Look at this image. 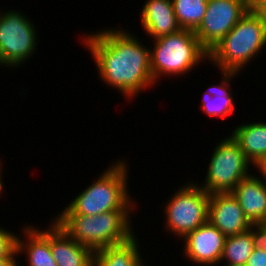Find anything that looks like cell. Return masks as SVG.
I'll return each instance as SVG.
<instances>
[{
	"label": "cell",
	"mask_w": 266,
	"mask_h": 266,
	"mask_svg": "<svg viewBox=\"0 0 266 266\" xmlns=\"http://www.w3.org/2000/svg\"><path fill=\"white\" fill-rule=\"evenodd\" d=\"M115 29L85 34L82 42L96 62L100 80L131 100L155 84L151 75V48L127 29Z\"/></svg>",
	"instance_id": "1"
},
{
	"label": "cell",
	"mask_w": 266,
	"mask_h": 266,
	"mask_svg": "<svg viewBox=\"0 0 266 266\" xmlns=\"http://www.w3.org/2000/svg\"><path fill=\"white\" fill-rule=\"evenodd\" d=\"M124 159L113 162L93 183L75 196L58 215L95 216L109 211H133L129 195L128 168Z\"/></svg>",
	"instance_id": "2"
},
{
	"label": "cell",
	"mask_w": 266,
	"mask_h": 266,
	"mask_svg": "<svg viewBox=\"0 0 266 266\" xmlns=\"http://www.w3.org/2000/svg\"><path fill=\"white\" fill-rule=\"evenodd\" d=\"M266 47V27L251 7L238 23L208 52L218 71L241 72ZM253 59V60H252Z\"/></svg>",
	"instance_id": "3"
},
{
	"label": "cell",
	"mask_w": 266,
	"mask_h": 266,
	"mask_svg": "<svg viewBox=\"0 0 266 266\" xmlns=\"http://www.w3.org/2000/svg\"><path fill=\"white\" fill-rule=\"evenodd\" d=\"M133 211H109L95 216L56 215L54 221L76 242L93 252L115 246L135 236L130 217Z\"/></svg>",
	"instance_id": "4"
},
{
	"label": "cell",
	"mask_w": 266,
	"mask_h": 266,
	"mask_svg": "<svg viewBox=\"0 0 266 266\" xmlns=\"http://www.w3.org/2000/svg\"><path fill=\"white\" fill-rule=\"evenodd\" d=\"M153 40L150 58L151 75L155 84L162 76L186 75L199 63L208 60V52L192 30L180 29L176 33Z\"/></svg>",
	"instance_id": "5"
},
{
	"label": "cell",
	"mask_w": 266,
	"mask_h": 266,
	"mask_svg": "<svg viewBox=\"0 0 266 266\" xmlns=\"http://www.w3.org/2000/svg\"><path fill=\"white\" fill-rule=\"evenodd\" d=\"M187 183L179 186L163 209L165 229L179 240L208 221L210 195L196 181Z\"/></svg>",
	"instance_id": "6"
},
{
	"label": "cell",
	"mask_w": 266,
	"mask_h": 266,
	"mask_svg": "<svg viewBox=\"0 0 266 266\" xmlns=\"http://www.w3.org/2000/svg\"><path fill=\"white\" fill-rule=\"evenodd\" d=\"M213 149L204 182L199 186L209 195L232 192L241 180L251 175L252 163L232 135L222 138Z\"/></svg>",
	"instance_id": "7"
},
{
	"label": "cell",
	"mask_w": 266,
	"mask_h": 266,
	"mask_svg": "<svg viewBox=\"0 0 266 266\" xmlns=\"http://www.w3.org/2000/svg\"><path fill=\"white\" fill-rule=\"evenodd\" d=\"M36 29L23 12L0 13V66L17 69L33 57L38 46Z\"/></svg>",
	"instance_id": "8"
},
{
	"label": "cell",
	"mask_w": 266,
	"mask_h": 266,
	"mask_svg": "<svg viewBox=\"0 0 266 266\" xmlns=\"http://www.w3.org/2000/svg\"><path fill=\"white\" fill-rule=\"evenodd\" d=\"M246 0H208L207 10L194 34L209 52L249 11Z\"/></svg>",
	"instance_id": "9"
},
{
	"label": "cell",
	"mask_w": 266,
	"mask_h": 266,
	"mask_svg": "<svg viewBox=\"0 0 266 266\" xmlns=\"http://www.w3.org/2000/svg\"><path fill=\"white\" fill-rule=\"evenodd\" d=\"M225 239L226 237L207 221L183 239V255L198 266H215L220 264Z\"/></svg>",
	"instance_id": "10"
},
{
	"label": "cell",
	"mask_w": 266,
	"mask_h": 266,
	"mask_svg": "<svg viewBox=\"0 0 266 266\" xmlns=\"http://www.w3.org/2000/svg\"><path fill=\"white\" fill-rule=\"evenodd\" d=\"M208 221L225 237L248 231L254 226L231 192L210 194Z\"/></svg>",
	"instance_id": "11"
},
{
	"label": "cell",
	"mask_w": 266,
	"mask_h": 266,
	"mask_svg": "<svg viewBox=\"0 0 266 266\" xmlns=\"http://www.w3.org/2000/svg\"><path fill=\"white\" fill-rule=\"evenodd\" d=\"M50 222V248L58 266H91L94 252L76 242L54 220Z\"/></svg>",
	"instance_id": "12"
},
{
	"label": "cell",
	"mask_w": 266,
	"mask_h": 266,
	"mask_svg": "<svg viewBox=\"0 0 266 266\" xmlns=\"http://www.w3.org/2000/svg\"><path fill=\"white\" fill-rule=\"evenodd\" d=\"M140 11V25L151 38L157 39L181 29L177 23L172 0H146Z\"/></svg>",
	"instance_id": "13"
},
{
	"label": "cell",
	"mask_w": 266,
	"mask_h": 266,
	"mask_svg": "<svg viewBox=\"0 0 266 266\" xmlns=\"http://www.w3.org/2000/svg\"><path fill=\"white\" fill-rule=\"evenodd\" d=\"M239 202L245 216L253 224H260L266 214V183L251 173L231 192Z\"/></svg>",
	"instance_id": "14"
},
{
	"label": "cell",
	"mask_w": 266,
	"mask_h": 266,
	"mask_svg": "<svg viewBox=\"0 0 266 266\" xmlns=\"http://www.w3.org/2000/svg\"><path fill=\"white\" fill-rule=\"evenodd\" d=\"M47 227V230H40L28 225L22 231L25 238L17 237V255L26 253L28 266H58L50 248V225Z\"/></svg>",
	"instance_id": "15"
},
{
	"label": "cell",
	"mask_w": 266,
	"mask_h": 266,
	"mask_svg": "<svg viewBox=\"0 0 266 266\" xmlns=\"http://www.w3.org/2000/svg\"><path fill=\"white\" fill-rule=\"evenodd\" d=\"M222 75L221 83L218 85H212L206 88V91L203 93V98L201 102V111L212 117L225 118L229 117L230 114L234 111L235 99L230 91L231 79H235V76H238L239 73L236 72H227L221 71Z\"/></svg>",
	"instance_id": "16"
},
{
	"label": "cell",
	"mask_w": 266,
	"mask_h": 266,
	"mask_svg": "<svg viewBox=\"0 0 266 266\" xmlns=\"http://www.w3.org/2000/svg\"><path fill=\"white\" fill-rule=\"evenodd\" d=\"M137 235L129 241L94 252L91 266H147L143 263ZM142 256V257H141Z\"/></svg>",
	"instance_id": "17"
},
{
	"label": "cell",
	"mask_w": 266,
	"mask_h": 266,
	"mask_svg": "<svg viewBox=\"0 0 266 266\" xmlns=\"http://www.w3.org/2000/svg\"><path fill=\"white\" fill-rule=\"evenodd\" d=\"M230 135L238 142L252 165L266 156V122L260 120L238 125Z\"/></svg>",
	"instance_id": "18"
},
{
	"label": "cell",
	"mask_w": 266,
	"mask_h": 266,
	"mask_svg": "<svg viewBox=\"0 0 266 266\" xmlns=\"http://www.w3.org/2000/svg\"><path fill=\"white\" fill-rule=\"evenodd\" d=\"M258 243L255 225L248 231L226 237L220 263L225 261L224 266H245Z\"/></svg>",
	"instance_id": "19"
},
{
	"label": "cell",
	"mask_w": 266,
	"mask_h": 266,
	"mask_svg": "<svg viewBox=\"0 0 266 266\" xmlns=\"http://www.w3.org/2000/svg\"><path fill=\"white\" fill-rule=\"evenodd\" d=\"M208 0H172L177 23L181 29L195 31L207 10Z\"/></svg>",
	"instance_id": "20"
},
{
	"label": "cell",
	"mask_w": 266,
	"mask_h": 266,
	"mask_svg": "<svg viewBox=\"0 0 266 266\" xmlns=\"http://www.w3.org/2000/svg\"><path fill=\"white\" fill-rule=\"evenodd\" d=\"M17 237L15 232H10L0 226V258H17Z\"/></svg>",
	"instance_id": "21"
},
{
	"label": "cell",
	"mask_w": 266,
	"mask_h": 266,
	"mask_svg": "<svg viewBox=\"0 0 266 266\" xmlns=\"http://www.w3.org/2000/svg\"><path fill=\"white\" fill-rule=\"evenodd\" d=\"M245 266H266V247L258 243Z\"/></svg>",
	"instance_id": "22"
},
{
	"label": "cell",
	"mask_w": 266,
	"mask_h": 266,
	"mask_svg": "<svg viewBox=\"0 0 266 266\" xmlns=\"http://www.w3.org/2000/svg\"><path fill=\"white\" fill-rule=\"evenodd\" d=\"M252 167L257 168L259 171L258 173L261 174L262 178L257 176L258 178L262 179L266 183V156L260 158Z\"/></svg>",
	"instance_id": "23"
},
{
	"label": "cell",
	"mask_w": 266,
	"mask_h": 266,
	"mask_svg": "<svg viewBox=\"0 0 266 266\" xmlns=\"http://www.w3.org/2000/svg\"><path fill=\"white\" fill-rule=\"evenodd\" d=\"M252 8L261 17L262 22L266 27V3H254Z\"/></svg>",
	"instance_id": "24"
},
{
	"label": "cell",
	"mask_w": 266,
	"mask_h": 266,
	"mask_svg": "<svg viewBox=\"0 0 266 266\" xmlns=\"http://www.w3.org/2000/svg\"><path fill=\"white\" fill-rule=\"evenodd\" d=\"M256 229L258 232V238H259V243L263 246L266 247V227L256 224Z\"/></svg>",
	"instance_id": "25"
},
{
	"label": "cell",
	"mask_w": 266,
	"mask_h": 266,
	"mask_svg": "<svg viewBox=\"0 0 266 266\" xmlns=\"http://www.w3.org/2000/svg\"><path fill=\"white\" fill-rule=\"evenodd\" d=\"M17 258H0V266H20Z\"/></svg>",
	"instance_id": "26"
},
{
	"label": "cell",
	"mask_w": 266,
	"mask_h": 266,
	"mask_svg": "<svg viewBox=\"0 0 266 266\" xmlns=\"http://www.w3.org/2000/svg\"><path fill=\"white\" fill-rule=\"evenodd\" d=\"M2 164H1V161H0V194H1V192H3V187H4V185H3V182H2V175L1 174H3L2 173V171H3V169H2V166H1Z\"/></svg>",
	"instance_id": "27"
},
{
	"label": "cell",
	"mask_w": 266,
	"mask_h": 266,
	"mask_svg": "<svg viewBox=\"0 0 266 266\" xmlns=\"http://www.w3.org/2000/svg\"><path fill=\"white\" fill-rule=\"evenodd\" d=\"M260 225L266 227V214H265L264 220L260 223Z\"/></svg>",
	"instance_id": "28"
},
{
	"label": "cell",
	"mask_w": 266,
	"mask_h": 266,
	"mask_svg": "<svg viewBox=\"0 0 266 266\" xmlns=\"http://www.w3.org/2000/svg\"><path fill=\"white\" fill-rule=\"evenodd\" d=\"M251 6L257 1V0H246Z\"/></svg>",
	"instance_id": "29"
},
{
	"label": "cell",
	"mask_w": 266,
	"mask_h": 266,
	"mask_svg": "<svg viewBox=\"0 0 266 266\" xmlns=\"http://www.w3.org/2000/svg\"><path fill=\"white\" fill-rule=\"evenodd\" d=\"M255 3H266V0H257Z\"/></svg>",
	"instance_id": "30"
}]
</instances>
